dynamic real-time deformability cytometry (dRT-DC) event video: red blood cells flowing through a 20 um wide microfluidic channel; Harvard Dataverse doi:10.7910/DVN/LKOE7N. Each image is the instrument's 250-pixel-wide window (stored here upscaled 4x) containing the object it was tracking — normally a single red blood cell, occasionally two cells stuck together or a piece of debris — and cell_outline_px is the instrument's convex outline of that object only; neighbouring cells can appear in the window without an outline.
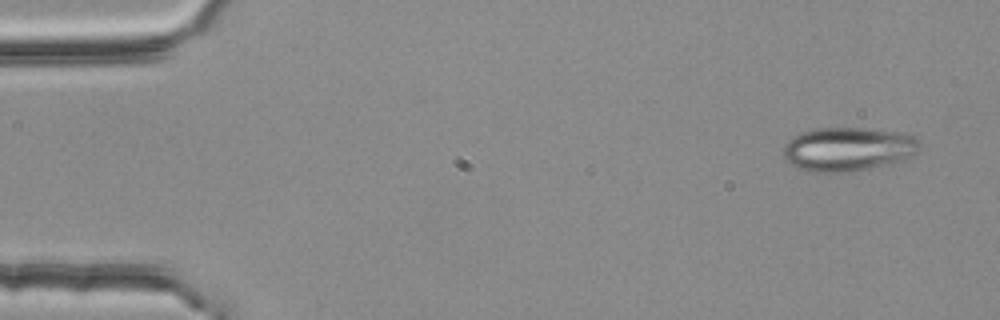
{"species": "common noctule bat (a hibernating species)", "species_latin": "Nyctalus noctula", "temperature_condition": "room temperature", "stored_images_in_passage": 3, "camera_frame_rate_fps": 3000, "um_per_image_px": 0.085, "animal": {"sex": "female", "body_mass_g": 25.1}, "frame": {"image": 1, "passage_image": 1, "time_ms": 0.0, "image_size_px": [1000, 320], "cell_outline_px": [[920, 148], [912, 156], [888, 164], [848, 172], [812, 172], [800, 168], [792, 164], [784, 156], [784, 144], [788, 140], [800, 132], [816, 128], [872, 128], [904, 132], [916, 136], [920, 140]], "centroid_in_image_um": [72.13, 12.65], "position_along_channel_um": 12.9, "area_um2": 35.03}}